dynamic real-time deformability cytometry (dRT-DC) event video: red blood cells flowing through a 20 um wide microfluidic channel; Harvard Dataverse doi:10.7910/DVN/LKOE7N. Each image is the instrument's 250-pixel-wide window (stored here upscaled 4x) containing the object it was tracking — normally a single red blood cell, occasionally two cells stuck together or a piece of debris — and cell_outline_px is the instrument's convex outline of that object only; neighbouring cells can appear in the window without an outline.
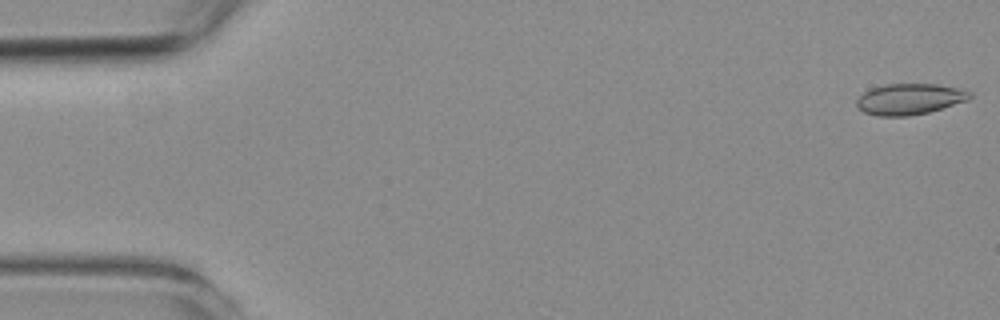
{"species": "common noctule bat (a hibernating species)", "species_latin": "Nyctalus noctula", "temperature_condition": "room temperature", "stored_images_in_passage": 57, "camera_frame_rate_fps": 3000, "um_per_image_px": 0.085, "animal": {"sex": "female", "body_mass_g": 19.3, "forearm_length_mm": 54.1}, "frame": {"image": 1, "passage_image": 1, "time_ms": 0.0, "image_size_px": [1000, 320], "cell_outline_px": [[972, 96], [968, 100], [928, 112], [908, 116], [876, 116], [864, 112], [856, 108], [856, 100], [864, 92], [872, 88], [884, 84], [936, 84], [956, 88], [972, 92]], "centroid_in_image_um": [77.28, 8.43], "position_along_channel_um": 7.7, "area_um2": 20.4}}
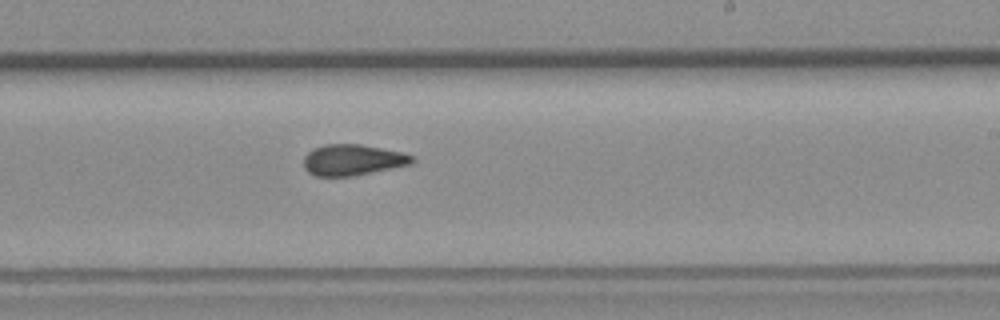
{"frame": {"image": 2, "passage_image": 34, "time_ms": 11.0, "image_size_px": [1000, 320], "cell_outline_px": [[416, 160], [412, 164], [352, 176], [316, 176], [308, 172], [304, 168], [304, 156], [312, 148], [324, 144], [360, 144], [404, 152], [416, 156]], "centroid_in_image_um": [30.0, 13.58], "position_along_channel_um": 259.0, "area_um2": 19.83}}
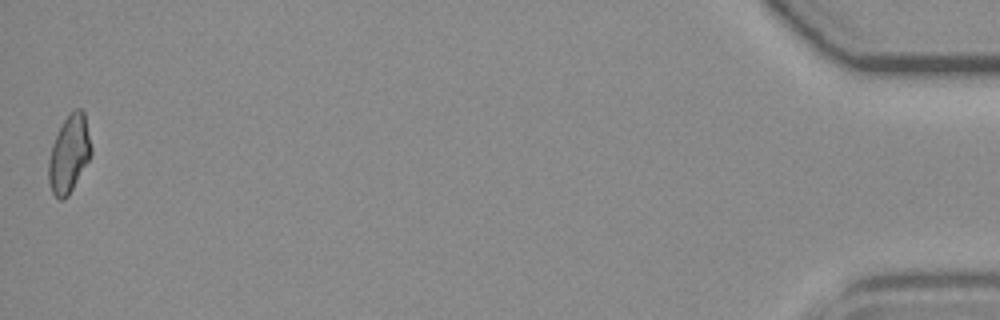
{"frame": {"image": 3, "passage_image": 57, "time_ms": 18.667, "image_size_px": [1000, 320], "cell_outline_px": [[92, 152], [88, 160], [68, 196], [64, 200], [60, 200], [52, 192], [48, 180], [48, 160], [52, 144], [64, 120], [76, 108], [80, 108], [84, 112], [92, 148]], "centroid_in_image_um": [5.86, 13.1], "position_along_channel_um": 429.3, "area_um2": 18.9}, "authors_computed_cell_mechanics": {"area_um2": 19.8254, "velocity_mm_per_s": 3.5641, "shape_relaxation_time_tau1_ms": null, "shape_relaxation_time_tau2_ms": 2.6278, "deformation_change_tau1": null, "deformation_change_tau2": 0.0658}}